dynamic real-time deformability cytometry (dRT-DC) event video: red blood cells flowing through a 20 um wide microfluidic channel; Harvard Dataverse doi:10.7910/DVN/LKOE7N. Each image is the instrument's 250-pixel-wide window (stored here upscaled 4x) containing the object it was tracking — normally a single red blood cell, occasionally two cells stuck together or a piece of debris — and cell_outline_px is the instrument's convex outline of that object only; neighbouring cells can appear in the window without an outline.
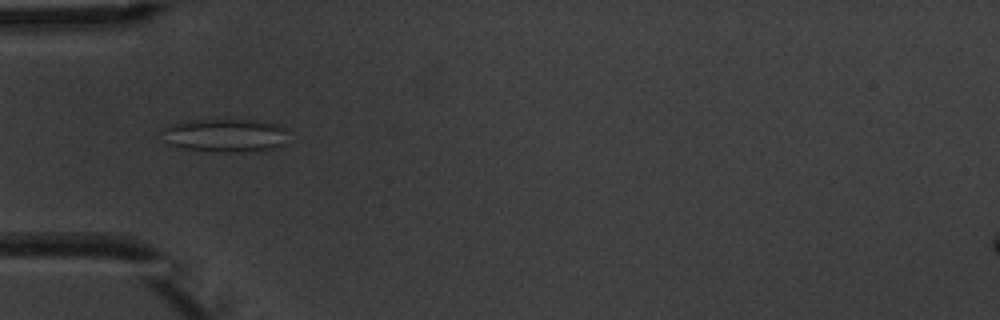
{"species": "common noctule bat (a hibernating species)", "species_latin": "Nyctalus noctula", "temperature_condition": "warm", "stored_images_in_passage": 10, "camera_frame_rate_fps": 3000, "um_per_image_px": 0.085, "animal": {"sex": "male", "body_mass_g": 20.1, "forearm_length_mm": 53.5}, "frame": {"image": 1, "passage_image": 5, "time_ms": 4.667, "image_size_px": [1000, 320], "cell_outline_px": [[284, 128], [280, 144], [276, 148], [260, 152], [216, 152], [180, 148], [168, 144], [164, 128], [172, 124], [188, 120], [256, 120], [272, 124]], "centroid_in_image_um": [19.09, 11.53], "position_along_channel_um": 65.9, "area_um2": 24.04}}
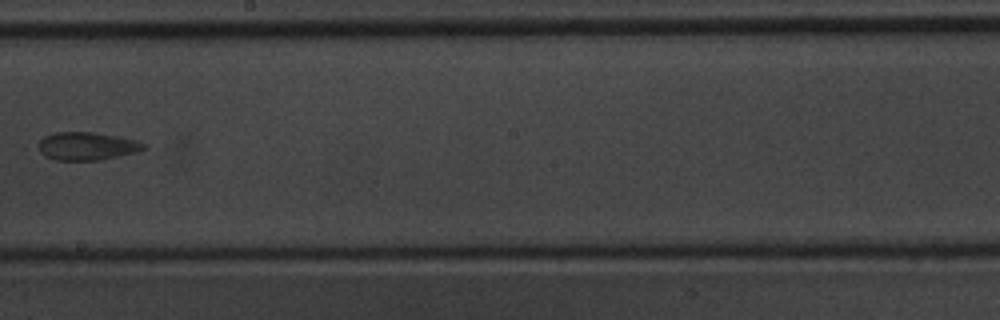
{"frame": {"image": 2, "passage_image": 9, "time_ms": 9.333, "image_size_px": [1000, 320], "cell_outline_px": [[148, 148], [136, 152], [100, 160], [56, 160], [44, 156], [40, 152], [40, 140], [44, 136], [56, 132], [96, 132], [136, 140], [148, 144]], "centroid_in_image_um": [7.43, 12.42], "position_along_channel_um": 240.8, "area_um2": 17.22}}
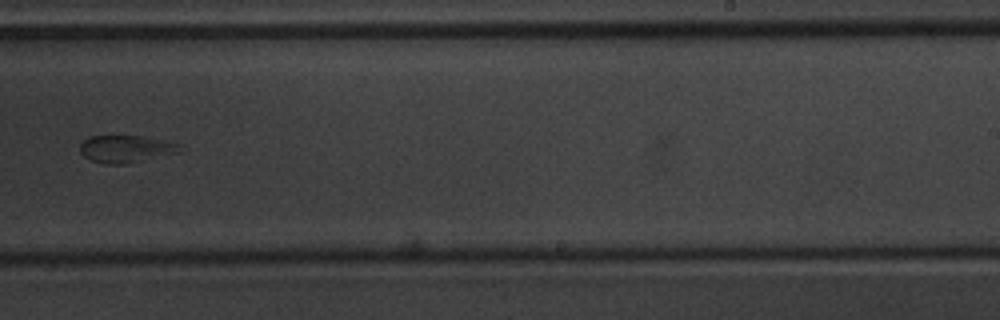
{"frame": {"image": 3, "passage_image": 10, "time_ms": 10.333, "image_size_px": [1000, 320], "cell_outline_px": [[184, 152], [124, 164], [104, 164], [92, 160], [84, 156], [80, 152], [80, 144], [88, 136], [140, 136], [180, 144]], "centroid_in_image_um": [10.72, 12.66], "position_along_channel_um": 278.3, "area_um2": 15.9}}